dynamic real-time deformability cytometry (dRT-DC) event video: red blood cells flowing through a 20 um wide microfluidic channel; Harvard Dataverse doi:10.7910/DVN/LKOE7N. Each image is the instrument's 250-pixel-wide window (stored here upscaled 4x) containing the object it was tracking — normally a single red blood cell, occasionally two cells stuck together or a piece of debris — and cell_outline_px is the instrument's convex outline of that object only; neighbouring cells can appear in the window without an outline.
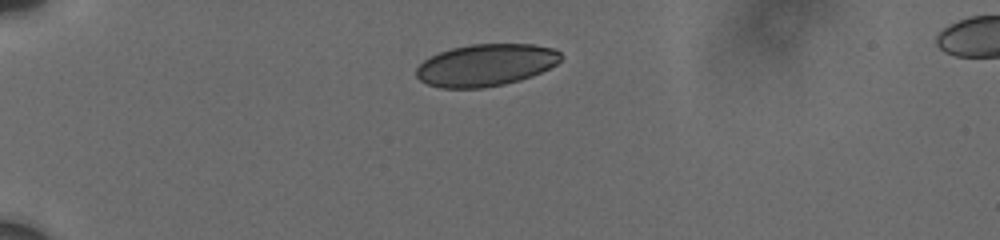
{"species": "human", "species_latin": "Homo sapiens", "temperature_condition": "cold", "stored_images_in_passage": 17, "camera_frame_rate_fps": 3000, "um_per_image_px": 0.085, "donor": {"sex": "male"}, "frame": {"image": 1, "passage_image": 1, "time_ms": 0.0, "image_size_px": [1000, 240], "cell_outline_px": [[560, 60], [556, 64], [532, 76], [520, 80], [504, 84], [484, 88], [440, 88], [428, 84], [420, 80], [416, 76], [416, 68], [424, 60], [440, 52], [452, 48], [472, 44], [532, 44], [552, 48], [560, 52]], "centroid_in_image_um": [41.28, 5.53], "position_along_channel_um": 43.7, "area_um2": 35.26}}
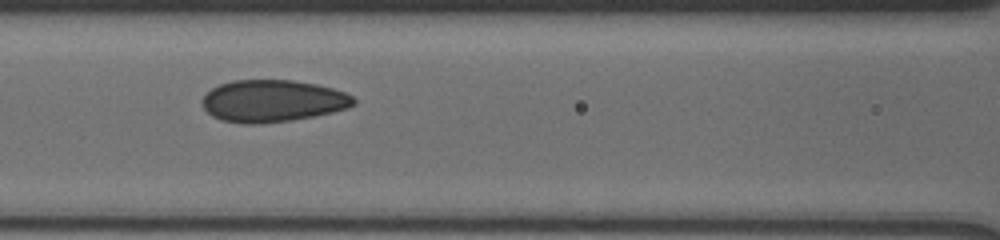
{"frame": {"image": 2, "passage_image": 14, "time_ms": 4.0, "image_size_px": [1000, 240], "cell_outline_px": [[356, 104], [348, 108], [332, 112], [292, 120], [256, 124], [240, 124], [224, 120], [212, 116], [204, 108], [204, 96], [212, 88], [220, 84], [236, 80], [292, 80], [316, 84], [332, 88], [344, 92], [352, 96], [356, 100]], "centroid_in_image_um": [23.2, 8.58], "position_along_channel_um": 143.4, "area_um2": 36.88}}
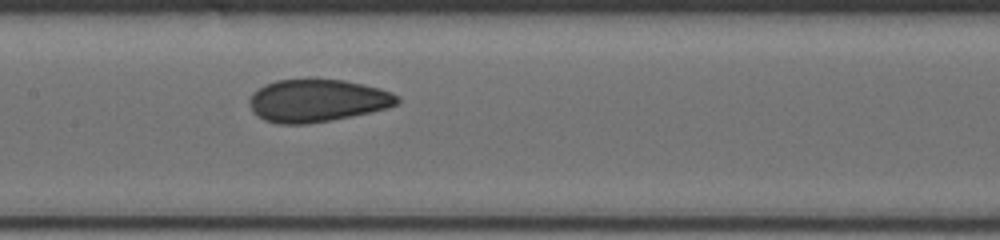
{"frame": {"image": 3, "passage_image": 16, "time_ms": 5.0, "image_size_px": [1000, 240], "cell_outline_px": [[400, 100], [396, 104], [384, 108], [368, 112], [328, 120], [304, 124], [280, 124], [264, 120], [252, 112], [248, 100], [264, 84], [276, 80], [316, 76], [344, 80], [380, 88], [392, 92]], "centroid_in_image_um": [26.92, 8.5], "position_along_channel_um": 180.5, "area_um2": 36.99}}